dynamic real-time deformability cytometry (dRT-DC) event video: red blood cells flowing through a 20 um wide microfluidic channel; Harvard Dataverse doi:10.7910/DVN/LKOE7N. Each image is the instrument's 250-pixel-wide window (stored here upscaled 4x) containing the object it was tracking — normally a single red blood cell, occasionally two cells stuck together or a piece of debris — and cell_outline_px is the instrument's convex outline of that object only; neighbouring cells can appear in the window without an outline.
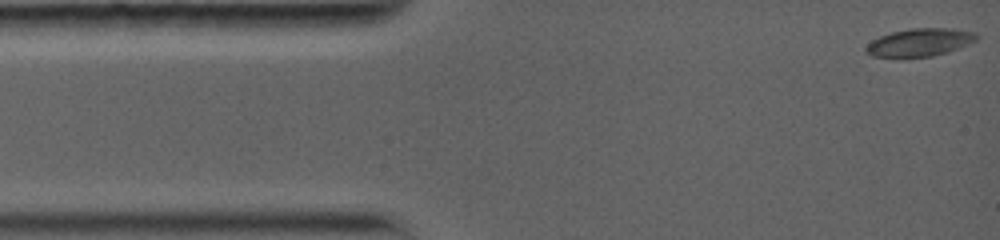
{"species": "common noctule bat (a hibernating species)", "species_latin": "Nyctalus noctula", "temperature_condition": "warm", "stored_images_in_passage": 17, "camera_frame_rate_fps": 5000, "um_per_image_px": 0.085, "animal": {"sex": "female", "body_mass_g": 19.0, "forearm_length_mm": 56.7}, "frame": {"image": 1, "passage_image": 1, "time_ms": 0.0, "image_size_px": [1000, 240], "cell_outline_px": [[980, 36], [976, 40], [968, 44], [948, 52], [932, 56], [872, 56], [864, 52], [864, 48], [872, 40], [880, 36], [892, 32], [912, 28], [952, 28], [976, 32]], "centroid_in_image_um": [78.2, 3.58], "position_along_channel_um": 6.8, "area_um2": 17.8}}
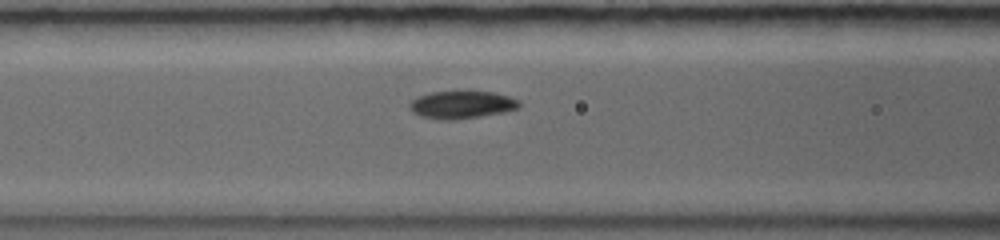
{"frame": {"image": 2, "passage_image": 7, "time_ms": 5.0, "image_size_px": [1000, 240], "cell_outline_px": [[520, 108], [504, 112], [480, 116], [452, 120], [444, 120], [420, 116], [412, 112], [408, 108], [408, 104], [416, 96], [432, 92], [492, 92], [508, 96], [520, 100]], "centroid_in_image_um": [39.22, 8.91], "position_along_channel_um": 127.4, "area_um2": 17.63}}
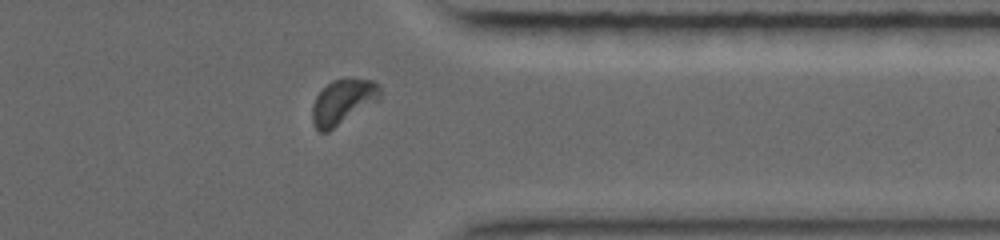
{"frame": {"image": 3, "passage_image": 15, "time_ms": 11.6, "image_size_px": [1000, 240], "cell_outline_px": [[380, 100], [328, 132], [320, 132], [316, 128], [312, 120], [312, 104], [316, 96], [332, 80], [344, 76], [372, 80], [380, 84]], "centroid_in_image_um": [29.17, 8.62], "position_along_channel_um": 382.2, "area_um2": 18.21}, "authors_computed_cell_mechanics": {"area_um2": 17.7446, "velocity_mm_per_s": 3.9155, "shape_relaxation_time_tau1_ms": 2.4343, "shape_relaxation_time_tau2_ms": null, "deformation_change_tau1": 0.1061, "deformation_change_tau2": null}}